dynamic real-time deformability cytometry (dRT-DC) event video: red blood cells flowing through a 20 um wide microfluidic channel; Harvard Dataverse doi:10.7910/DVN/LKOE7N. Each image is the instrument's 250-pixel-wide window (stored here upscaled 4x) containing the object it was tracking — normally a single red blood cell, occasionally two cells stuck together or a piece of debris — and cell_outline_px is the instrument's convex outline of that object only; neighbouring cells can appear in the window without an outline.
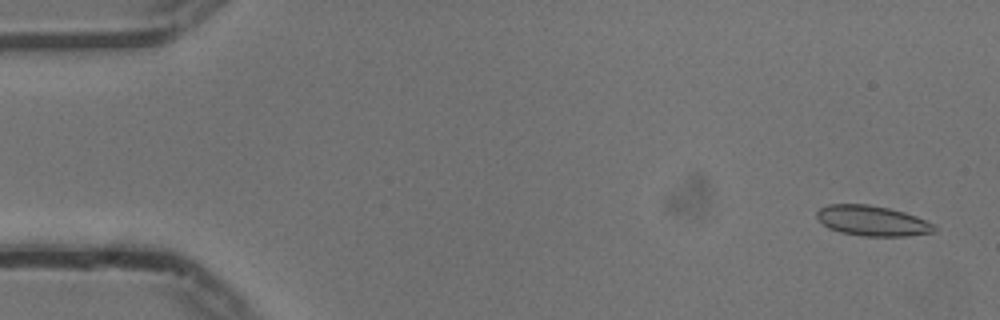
{"species": "common noctule bat (a hibernating species)", "species_latin": "Nyctalus noctula", "temperature_condition": "cold", "stored_images_in_passage": 53, "camera_frame_rate_fps": 3000, "um_per_image_px": 0.085, "animal": {"sex": "male", "body_mass_g": 13.3}, "frame": {"image": 1, "passage_image": 1, "time_ms": 0.0, "image_size_px": [1000, 320], "cell_outline_px": [[936, 228], [932, 232], [904, 236], [864, 236], [840, 232], [828, 228], [816, 216], [816, 212], [820, 208], [828, 204], [868, 204], [888, 208], [904, 212], [916, 216], [932, 224]], "centroid_in_image_um": [74.1, 18.76], "position_along_channel_um": 10.9, "area_um2": 20.46}}
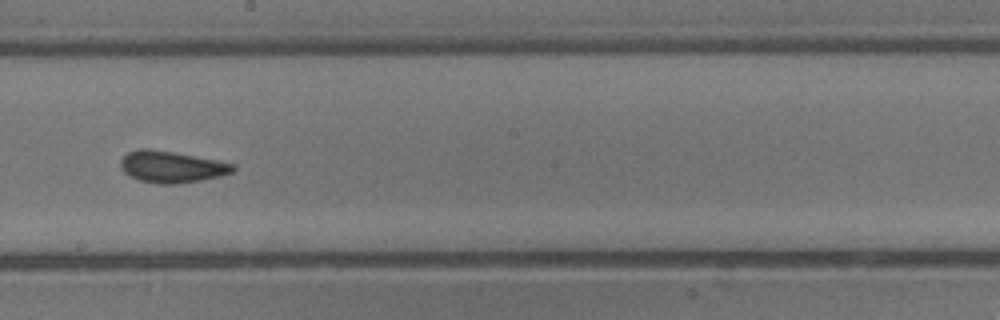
{"frame": {"image": 2, "passage_image": 29, "time_ms": 9.333, "image_size_px": [1000, 320], "cell_outline_px": [[236, 168], [232, 172], [220, 176], [200, 180], [176, 184], [156, 184], [140, 180], [124, 172], [120, 168], [120, 160], [128, 152], [140, 148], [148, 148], [172, 152], [216, 160], [236, 164]], "centroid_in_image_um": [14.58, 14.18], "position_along_channel_um": 233.6, "area_um2": 20.58}}
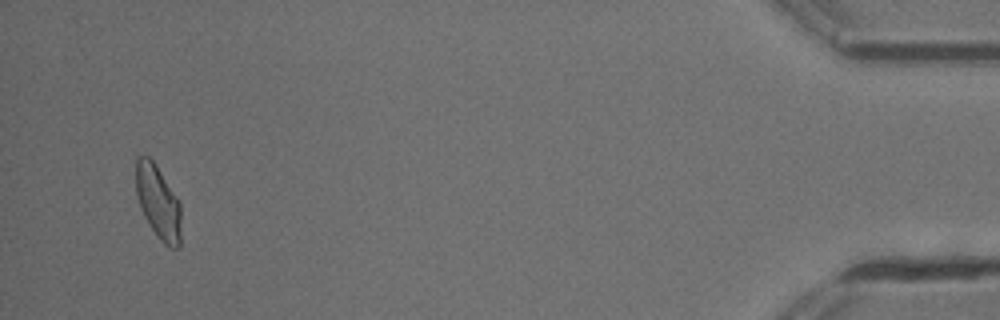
{"frame": {"image": 3, "passage_image": 51, "time_ms": 16.667, "image_size_px": [1000, 320], "cell_outline_px": [[180, 248], [172, 248], [164, 244], [160, 240], [144, 216], [140, 208], [136, 192], [136, 156], [148, 156], [156, 164], [176, 196], [180, 204]], "centroid_in_image_um": [13.43, 17.17], "position_along_channel_um": 421.8, "area_um2": 19.25}, "authors_computed_cell_mechanics": {"area_um2": 19.9988, "velocity_mm_per_s": 3.7399, "shape_relaxation_time_tau1_ms": 5.1079, "shape_relaxation_time_tau2_ms": 1.6815, "deformation_change_tau1": 0.0922, "deformation_change_tau2": 0.0437}}